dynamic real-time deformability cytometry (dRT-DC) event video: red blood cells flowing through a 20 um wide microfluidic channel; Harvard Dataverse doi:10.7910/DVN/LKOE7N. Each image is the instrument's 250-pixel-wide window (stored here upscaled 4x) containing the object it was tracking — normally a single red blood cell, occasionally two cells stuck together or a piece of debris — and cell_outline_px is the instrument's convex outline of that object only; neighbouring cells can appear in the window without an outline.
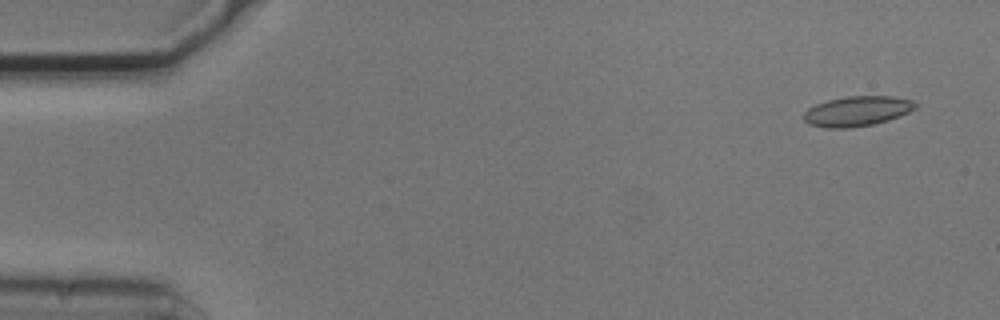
{"species": "common noctule bat (a hibernating species)", "species_latin": "Nyctalus noctula", "temperature_condition": "cold", "stored_images_in_passage": 9, "camera_frame_rate_fps": 3000, "um_per_image_px": 0.085, "animal": {"sex": "male", "body_mass_g": 20.5, "forearm_length_mm": 52.5}, "frame": {"image": 1, "passage_image": 1, "time_ms": 0.0, "image_size_px": [1000, 320], "cell_outline_px": [[920, 104], [916, 108], [900, 116], [888, 120], [872, 124], [848, 128], [824, 128], [808, 124], [804, 120], [804, 112], [808, 108], [816, 104], [828, 100], [848, 96], [896, 96], [912, 100]], "centroid_in_image_um": [72.88, 9.44], "position_along_channel_um": 12.1, "area_um2": 19.65}}
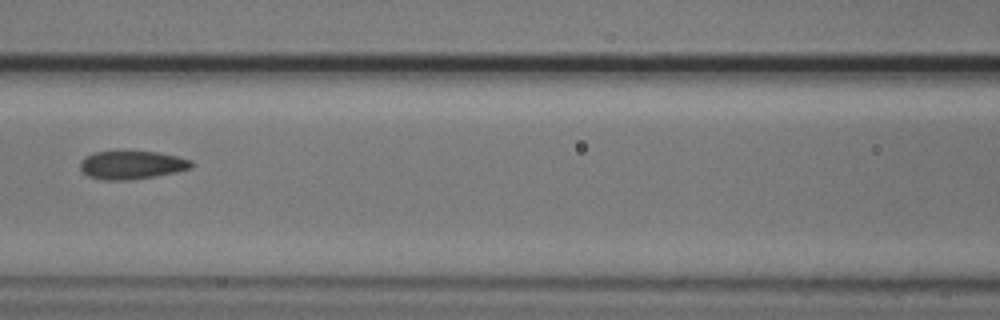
{"frame": {"image": 2, "passage_image": 6, "time_ms": 1.667, "image_size_px": [1000, 320], "cell_outline_px": [[196, 164], [192, 168], [176, 172], [156, 176], [128, 180], [104, 180], [88, 176], [80, 168], [80, 160], [84, 156], [92, 152], [160, 152], [192, 160]], "centroid_in_image_um": [11.22, 14.02], "position_along_channel_um": 155.4, "area_um2": 18.44}}